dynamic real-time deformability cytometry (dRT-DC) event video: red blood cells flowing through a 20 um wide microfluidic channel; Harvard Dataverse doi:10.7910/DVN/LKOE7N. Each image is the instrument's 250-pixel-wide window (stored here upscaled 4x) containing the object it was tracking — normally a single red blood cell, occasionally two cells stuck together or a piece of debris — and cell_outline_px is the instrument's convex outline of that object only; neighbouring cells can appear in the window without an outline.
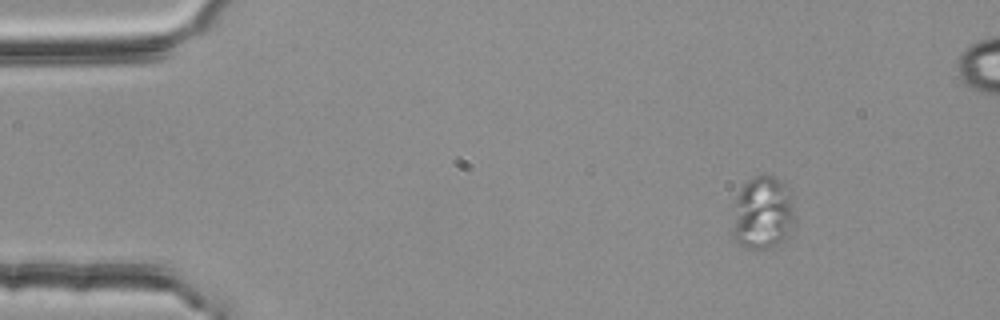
{"species": "common noctule bat (a hibernating species)", "species_latin": "Nyctalus noctula", "temperature_condition": "room temperature", "stored_images_in_passage": 4, "segment_of_instrument_passage": [1, 2], "camera_frame_rate_fps": 3000, "um_per_image_px": 0.085, "animal": {"sex": "female", "body_mass_g": 25.1}, "frame": {"image": 1, "passage_image": 1, "time_ms": 0.0, "image_size_px": [1000, 320], "cell_outline_px": [[796, 228], [788, 236], [776, 244], [768, 248], [744, 248], [732, 236], [732, 232], [736, 196], [740, 188], [748, 180], [756, 176], [772, 176], [780, 180], [788, 188], [792, 196], [796, 220]], "centroid_in_image_um": [64.88, 18.11], "position_along_channel_um": 20.1, "area_um2": 26.93}}
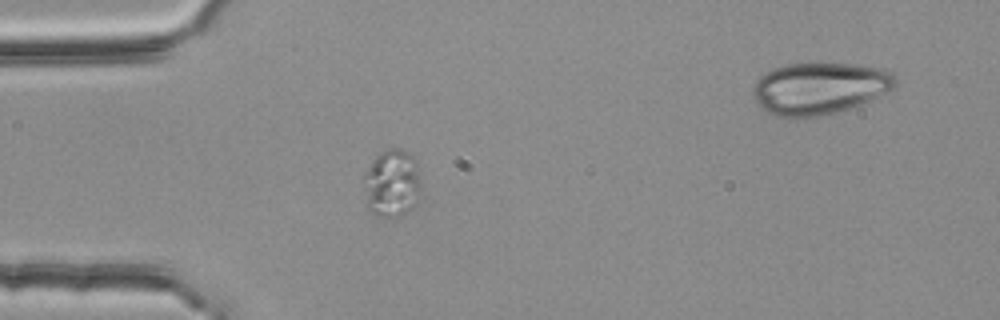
{"frame": {"image": 2, "passage_image": 3, "time_ms": 0.667, "image_size_px": [1000, 320], "cell_outline_px": [[420, 188], [416, 204], [412, 208], [400, 216], [376, 216], [368, 212], [364, 208], [360, 180], [364, 172], [372, 160], [380, 152], [388, 148], [400, 148], [408, 152], [416, 160], [420, 180]], "centroid_in_image_um": [33.22, 15.6], "position_along_channel_um": 51.8, "area_um2": 23.7}}